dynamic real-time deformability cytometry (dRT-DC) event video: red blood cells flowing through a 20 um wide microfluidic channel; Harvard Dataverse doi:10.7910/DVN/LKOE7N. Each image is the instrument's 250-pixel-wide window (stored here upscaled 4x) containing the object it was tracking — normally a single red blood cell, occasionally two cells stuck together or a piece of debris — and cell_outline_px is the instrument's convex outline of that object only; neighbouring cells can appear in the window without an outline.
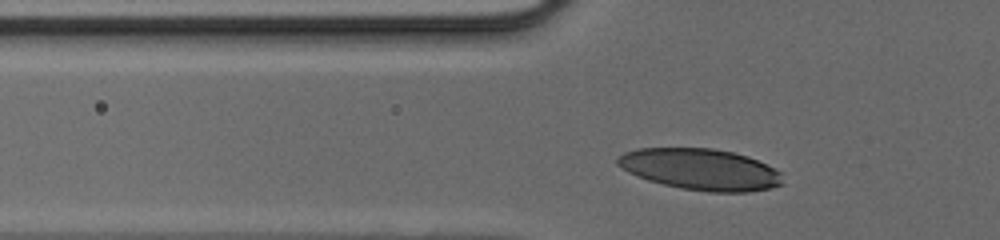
{"species": "human", "species_latin": "Homo sapiens", "temperature_condition": "cold", "stored_images_in_passage": 28, "camera_frame_rate_fps": 3000, "um_per_image_px": 0.085, "donor": {"sex": "male"}, "frame": {"image": 1, "passage_image": 4, "time_ms": 1.0, "image_size_px": [1000, 240], "cell_outline_px": [[784, 184], [772, 188], [748, 192], [708, 192], [680, 188], [648, 180], [628, 172], [620, 168], [616, 164], [616, 160], [624, 152], [636, 148], [712, 148], [732, 152], [748, 156], [780, 172]], "centroid_in_image_um": [59.53, 14.4], "position_along_channel_um": 66.3, "area_um2": 39.77}}
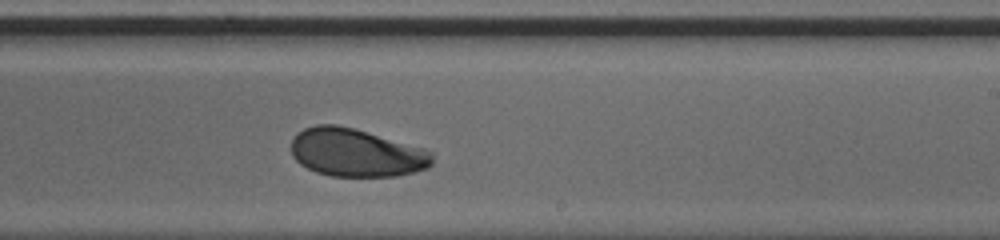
{"frame": {"image": 2, "passage_image": 18, "time_ms": 5.667, "image_size_px": [1000, 240], "cell_outline_px": [[432, 164], [428, 168], [396, 176], [332, 176], [316, 172], [300, 164], [292, 156], [292, 140], [296, 132], [304, 128], [316, 124], [336, 124], [352, 128], [424, 148], [432, 152]], "centroid_in_image_um": [30.25, 12.97], "position_along_channel_um": 258.8, "area_um2": 39.42}}
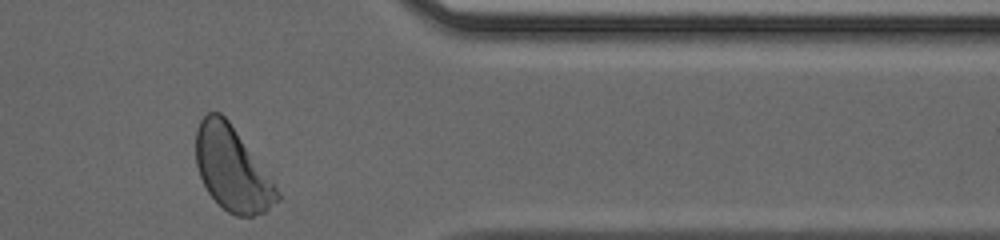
{"frame": {"image": 3, "passage_image": 28, "time_ms": 9.0, "image_size_px": [1000, 240], "cell_outline_px": [[280, 200], [264, 212], [252, 216], [236, 216], [228, 212], [208, 192], [200, 176], [196, 164], [196, 128], [200, 120], [208, 112], [220, 112], [228, 120], [272, 180], [280, 192]], "centroid_in_image_um": [19.72, 14.36], "position_along_channel_um": 391.7, "area_um2": 39.3}}